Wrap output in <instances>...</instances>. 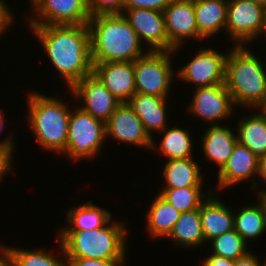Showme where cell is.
Returning <instances> with one entry per match:
<instances>
[{
  "label": "cell",
  "mask_w": 266,
  "mask_h": 266,
  "mask_svg": "<svg viewBox=\"0 0 266 266\" xmlns=\"http://www.w3.org/2000/svg\"><path fill=\"white\" fill-rule=\"evenodd\" d=\"M166 102L167 98L135 92L127 103L143 123L146 132L153 138V132L160 133L168 127Z\"/></svg>",
  "instance_id": "d6986e66"
},
{
  "label": "cell",
  "mask_w": 266,
  "mask_h": 266,
  "mask_svg": "<svg viewBox=\"0 0 266 266\" xmlns=\"http://www.w3.org/2000/svg\"><path fill=\"white\" fill-rule=\"evenodd\" d=\"M249 1L257 2L266 7V0H249Z\"/></svg>",
  "instance_id": "ee69618b"
},
{
  "label": "cell",
  "mask_w": 266,
  "mask_h": 266,
  "mask_svg": "<svg viewBox=\"0 0 266 266\" xmlns=\"http://www.w3.org/2000/svg\"><path fill=\"white\" fill-rule=\"evenodd\" d=\"M234 212V229L247 241L260 238L266 231V210L259 200L258 204L242 206ZM252 239V240H250Z\"/></svg>",
  "instance_id": "4316f807"
},
{
  "label": "cell",
  "mask_w": 266,
  "mask_h": 266,
  "mask_svg": "<svg viewBox=\"0 0 266 266\" xmlns=\"http://www.w3.org/2000/svg\"><path fill=\"white\" fill-rule=\"evenodd\" d=\"M164 132V133H163ZM163 139L158 146L159 150L168 160L191 158L192 143L189 131L181 127L165 128L163 131Z\"/></svg>",
  "instance_id": "83f0119b"
},
{
  "label": "cell",
  "mask_w": 266,
  "mask_h": 266,
  "mask_svg": "<svg viewBox=\"0 0 266 266\" xmlns=\"http://www.w3.org/2000/svg\"><path fill=\"white\" fill-rule=\"evenodd\" d=\"M192 97L188 111L203 121L211 122V126L219 125L233 114L235 105L225 84L197 87Z\"/></svg>",
  "instance_id": "5bb4252c"
},
{
  "label": "cell",
  "mask_w": 266,
  "mask_h": 266,
  "mask_svg": "<svg viewBox=\"0 0 266 266\" xmlns=\"http://www.w3.org/2000/svg\"><path fill=\"white\" fill-rule=\"evenodd\" d=\"M14 148H0V180L12 168Z\"/></svg>",
  "instance_id": "e575fe53"
},
{
  "label": "cell",
  "mask_w": 266,
  "mask_h": 266,
  "mask_svg": "<svg viewBox=\"0 0 266 266\" xmlns=\"http://www.w3.org/2000/svg\"><path fill=\"white\" fill-rule=\"evenodd\" d=\"M0 266H12V256L9 246L0 247Z\"/></svg>",
  "instance_id": "ab89813d"
},
{
  "label": "cell",
  "mask_w": 266,
  "mask_h": 266,
  "mask_svg": "<svg viewBox=\"0 0 266 266\" xmlns=\"http://www.w3.org/2000/svg\"><path fill=\"white\" fill-rule=\"evenodd\" d=\"M214 192V193H213ZM209 197L200 207V219L205 243L214 237L234 229V212L215 197V191L209 190Z\"/></svg>",
  "instance_id": "ac0fdd59"
},
{
  "label": "cell",
  "mask_w": 266,
  "mask_h": 266,
  "mask_svg": "<svg viewBox=\"0 0 266 266\" xmlns=\"http://www.w3.org/2000/svg\"><path fill=\"white\" fill-rule=\"evenodd\" d=\"M258 176L261 177L263 183H266V154L259 159Z\"/></svg>",
  "instance_id": "60d3db41"
},
{
  "label": "cell",
  "mask_w": 266,
  "mask_h": 266,
  "mask_svg": "<svg viewBox=\"0 0 266 266\" xmlns=\"http://www.w3.org/2000/svg\"><path fill=\"white\" fill-rule=\"evenodd\" d=\"M71 110L64 156L71 160H88L97 157L106 139L105 123L80 107Z\"/></svg>",
  "instance_id": "8992f818"
},
{
  "label": "cell",
  "mask_w": 266,
  "mask_h": 266,
  "mask_svg": "<svg viewBox=\"0 0 266 266\" xmlns=\"http://www.w3.org/2000/svg\"><path fill=\"white\" fill-rule=\"evenodd\" d=\"M260 34H263L264 36L266 35V11H265V14H264L263 28H262V31H261Z\"/></svg>",
  "instance_id": "7bdbcfd3"
},
{
  "label": "cell",
  "mask_w": 266,
  "mask_h": 266,
  "mask_svg": "<svg viewBox=\"0 0 266 266\" xmlns=\"http://www.w3.org/2000/svg\"><path fill=\"white\" fill-rule=\"evenodd\" d=\"M126 13V14H125ZM122 15L137 33L139 40L147 42L148 51H174L169 43L162 11L146 8H124Z\"/></svg>",
  "instance_id": "8fae6325"
},
{
  "label": "cell",
  "mask_w": 266,
  "mask_h": 266,
  "mask_svg": "<svg viewBox=\"0 0 266 266\" xmlns=\"http://www.w3.org/2000/svg\"><path fill=\"white\" fill-rule=\"evenodd\" d=\"M105 129L106 139L110 137L118 143L158 150L156 142L146 132L143 123L128 103H121L115 109L105 123Z\"/></svg>",
  "instance_id": "7c38bea8"
},
{
  "label": "cell",
  "mask_w": 266,
  "mask_h": 266,
  "mask_svg": "<svg viewBox=\"0 0 266 266\" xmlns=\"http://www.w3.org/2000/svg\"><path fill=\"white\" fill-rule=\"evenodd\" d=\"M202 187L163 188L160 195L181 213L199 209L209 197L201 191Z\"/></svg>",
  "instance_id": "f1b7e54d"
},
{
  "label": "cell",
  "mask_w": 266,
  "mask_h": 266,
  "mask_svg": "<svg viewBox=\"0 0 266 266\" xmlns=\"http://www.w3.org/2000/svg\"><path fill=\"white\" fill-rule=\"evenodd\" d=\"M181 214L165 198L157 194L145 216L146 229L152 238L167 237Z\"/></svg>",
  "instance_id": "cb8c5ba5"
},
{
  "label": "cell",
  "mask_w": 266,
  "mask_h": 266,
  "mask_svg": "<svg viewBox=\"0 0 266 266\" xmlns=\"http://www.w3.org/2000/svg\"><path fill=\"white\" fill-rule=\"evenodd\" d=\"M28 26L88 24L90 12L87 0H36L31 4Z\"/></svg>",
  "instance_id": "9c48e42d"
},
{
  "label": "cell",
  "mask_w": 266,
  "mask_h": 266,
  "mask_svg": "<svg viewBox=\"0 0 266 266\" xmlns=\"http://www.w3.org/2000/svg\"><path fill=\"white\" fill-rule=\"evenodd\" d=\"M227 7L228 0H194L199 40L206 41L225 29Z\"/></svg>",
  "instance_id": "44dd1931"
},
{
  "label": "cell",
  "mask_w": 266,
  "mask_h": 266,
  "mask_svg": "<svg viewBox=\"0 0 266 266\" xmlns=\"http://www.w3.org/2000/svg\"><path fill=\"white\" fill-rule=\"evenodd\" d=\"M195 57L176 72L178 79L197 87L225 84L227 53L201 48Z\"/></svg>",
  "instance_id": "30bf717a"
},
{
  "label": "cell",
  "mask_w": 266,
  "mask_h": 266,
  "mask_svg": "<svg viewBox=\"0 0 266 266\" xmlns=\"http://www.w3.org/2000/svg\"><path fill=\"white\" fill-rule=\"evenodd\" d=\"M125 0H87L90 16L122 14Z\"/></svg>",
  "instance_id": "1f68e13d"
},
{
  "label": "cell",
  "mask_w": 266,
  "mask_h": 266,
  "mask_svg": "<svg viewBox=\"0 0 266 266\" xmlns=\"http://www.w3.org/2000/svg\"><path fill=\"white\" fill-rule=\"evenodd\" d=\"M169 43L176 53L183 42L190 38L199 40L196 25L194 0H172L163 10Z\"/></svg>",
  "instance_id": "9a60e30c"
},
{
  "label": "cell",
  "mask_w": 266,
  "mask_h": 266,
  "mask_svg": "<svg viewBox=\"0 0 266 266\" xmlns=\"http://www.w3.org/2000/svg\"><path fill=\"white\" fill-rule=\"evenodd\" d=\"M134 61L135 91L140 94L168 98L174 71V51H148Z\"/></svg>",
  "instance_id": "52a82bcc"
},
{
  "label": "cell",
  "mask_w": 266,
  "mask_h": 266,
  "mask_svg": "<svg viewBox=\"0 0 266 266\" xmlns=\"http://www.w3.org/2000/svg\"><path fill=\"white\" fill-rule=\"evenodd\" d=\"M260 111L239 119L236 131L238 142L259 159L266 154V114Z\"/></svg>",
  "instance_id": "603a6c76"
},
{
  "label": "cell",
  "mask_w": 266,
  "mask_h": 266,
  "mask_svg": "<svg viewBox=\"0 0 266 266\" xmlns=\"http://www.w3.org/2000/svg\"><path fill=\"white\" fill-rule=\"evenodd\" d=\"M258 199L264 204L265 210H266V189L265 190H260L258 192Z\"/></svg>",
  "instance_id": "b9f144b4"
},
{
  "label": "cell",
  "mask_w": 266,
  "mask_h": 266,
  "mask_svg": "<svg viewBox=\"0 0 266 266\" xmlns=\"http://www.w3.org/2000/svg\"><path fill=\"white\" fill-rule=\"evenodd\" d=\"M163 168L164 188L203 187L204 176L193 157L167 160Z\"/></svg>",
  "instance_id": "7402d4cb"
},
{
  "label": "cell",
  "mask_w": 266,
  "mask_h": 266,
  "mask_svg": "<svg viewBox=\"0 0 266 266\" xmlns=\"http://www.w3.org/2000/svg\"><path fill=\"white\" fill-rule=\"evenodd\" d=\"M202 266H234V261L224 257L210 255L205 258Z\"/></svg>",
  "instance_id": "74e56055"
},
{
  "label": "cell",
  "mask_w": 266,
  "mask_h": 266,
  "mask_svg": "<svg viewBox=\"0 0 266 266\" xmlns=\"http://www.w3.org/2000/svg\"><path fill=\"white\" fill-rule=\"evenodd\" d=\"M26 96H29V106H27L29 109V126L36 141L44 149L62 154L67 145L71 112L68 104L36 91L30 92Z\"/></svg>",
  "instance_id": "5b68a950"
},
{
  "label": "cell",
  "mask_w": 266,
  "mask_h": 266,
  "mask_svg": "<svg viewBox=\"0 0 266 266\" xmlns=\"http://www.w3.org/2000/svg\"><path fill=\"white\" fill-rule=\"evenodd\" d=\"M85 231H60L65 258H88L98 260L126 259V225L122 222ZM111 223V224H110Z\"/></svg>",
  "instance_id": "277c9868"
},
{
  "label": "cell",
  "mask_w": 266,
  "mask_h": 266,
  "mask_svg": "<svg viewBox=\"0 0 266 266\" xmlns=\"http://www.w3.org/2000/svg\"><path fill=\"white\" fill-rule=\"evenodd\" d=\"M165 238L171 239L180 247L198 248L201 244L204 245L200 208L182 213L170 234Z\"/></svg>",
  "instance_id": "484cf974"
},
{
  "label": "cell",
  "mask_w": 266,
  "mask_h": 266,
  "mask_svg": "<svg viewBox=\"0 0 266 266\" xmlns=\"http://www.w3.org/2000/svg\"><path fill=\"white\" fill-rule=\"evenodd\" d=\"M260 109L266 114V103Z\"/></svg>",
  "instance_id": "f6af8a7d"
},
{
  "label": "cell",
  "mask_w": 266,
  "mask_h": 266,
  "mask_svg": "<svg viewBox=\"0 0 266 266\" xmlns=\"http://www.w3.org/2000/svg\"><path fill=\"white\" fill-rule=\"evenodd\" d=\"M93 74L121 103L136 92L134 61L93 63Z\"/></svg>",
  "instance_id": "2e32d148"
},
{
  "label": "cell",
  "mask_w": 266,
  "mask_h": 266,
  "mask_svg": "<svg viewBox=\"0 0 266 266\" xmlns=\"http://www.w3.org/2000/svg\"><path fill=\"white\" fill-rule=\"evenodd\" d=\"M68 266H124V260H98L88 258H66Z\"/></svg>",
  "instance_id": "836d02e7"
},
{
  "label": "cell",
  "mask_w": 266,
  "mask_h": 266,
  "mask_svg": "<svg viewBox=\"0 0 266 266\" xmlns=\"http://www.w3.org/2000/svg\"><path fill=\"white\" fill-rule=\"evenodd\" d=\"M12 12L5 1L0 0V36L12 25V21H14Z\"/></svg>",
  "instance_id": "d590c367"
},
{
  "label": "cell",
  "mask_w": 266,
  "mask_h": 266,
  "mask_svg": "<svg viewBox=\"0 0 266 266\" xmlns=\"http://www.w3.org/2000/svg\"><path fill=\"white\" fill-rule=\"evenodd\" d=\"M210 242L212 244L211 255L224 257L233 261L250 252L247 250V244L249 242H246L235 229L214 237Z\"/></svg>",
  "instance_id": "f546056e"
},
{
  "label": "cell",
  "mask_w": 266,
  "mask_h": 266,
  "mask_svg": "<svg viewBox=\"0 0 266 266\" xmlns=\"http://www.w3.org/2000/svg\"><path fill=\"white\" fill-rule=\"evenodd\" d=\"M59 247L62 251L63 259H58L49 251L46 252L45 250L41 251H31V250H24L18 249L15 247H10L11 256H12V266H68V261L65 258L64 249L59 241ZM66 262V263H65Z\"/></svg>",
  "instance_id": "4dcf8cb0"
},
{
  "label": "cell",
  "mask_w": 266,
  "mask_h": 266,
  "mask_svg": "<svg viewBox=\"0 0 266 266\" xmlns=\"http://www.w3.org/2000/svg\"><path fill=\"white\" fill-rule=\"evenodd\" d=\"M70 91L75 99L82 100V110L104 123L121 104L93 73L76 82Z\"/></svg>",
  "instance_id": "4fadbf2b"
},
{
  "label": "cell",
  "mask_w": 266,
  "mask_h": 266,
  "mask_svg": "<svg viewBox=\"0 0 266 266\" xmlns=\"http://www.w3.org/2000/svg\"><path fill=\"white\" fill-rule=\"evenodd\" d=\"M227 54L225 86L236 106L259 109L266 103V67L250 49L234 46Z\"/></svg>",
  "instance_id": "3957f363"
},
{
  "label": "cell",
  "mask_w": 266,
  "mask_h": 266,
  "mask_svg": "<svg viewBox=\"0 0 266 266\" xmlns=\"http://www.w3.org/2000/svg\"><path fill=\"white\" fill-rule=\"evenodd\" d=\"M4 112V109L0 110V132L2 131V129H4V125L6 124L5 123V118L3 117V113ZM15 146V143H14V140H13V136L12 134L8 135L5 140L3 141H0V148H14Z\"/></svg>",
  "instance_id": "f35d334b"
},
{
  "label": "cell",
  "mask_w": 266,
  "mask_h": 266,
  "mask_svg": "<svg viewBox=\"0 0 266 266\" xmlns=\"http://www.w3.org/2000/svg\"><path fill=\"white\" fill-rule=\"evenodd\" d=\"M266 7L249 0H228L226 32L236 42L244 46L253 42L263 28Z\"/></svg>",
  "instance_id": "ba28073f"
},
{
  "label": "cell",
  "mask_w": 266,
  "mask_h": 266,
  "mask_svg": "<svg viewBox=\"0 0 266 266\" xmlns=\"http://www.w3.org/2000/svg\"><path fill=\"white\" fill-rule=\"evenodd\" d=\"M172 2V0H125L124 8H146L162 11Z\"/></svg>",
  "instance_id": "d6a6232c"
},
{
  "label": "cell",
  "mask_w": 266,
  "mask_h": 266,
  "mask_svg": "<svg viewBox=\"0 0 266 266\" xmlns=\"http://www.w3.org/2000/svg\"><path fill=\"white\" fill-rule=\"evenodd\" d=\"M43 46L49 62L70 89L93 73L87 24L29 26Z\"/></svg>",
  "instance_id": "6da1fadb"
},
{
  "label": "cell",
  "mask_w": 266,
  "mask_h": 266,
  "mask_svg": "<svg viewBox=\"0 0 266 266\" xmlns=\"http://www.w3.org/2000/svg\"><path fill=\"white\" fill-rule=\"evenodd\" d=\"M259 260L252 252H248L245 256L236 259L234 266H266V261L262 265Z\"/></svg>",
  "instance_id": "8d00e7d4"
},
{
  "label": "cell",
  "mask_w": 266,
  "mask_h": 266,
  "mask_svg": "<svg viewBox=\"0 0 266 266\" xmlns=\"http://www.w3.org/2000/svg\"><path fill=\"white\" fill-rule=\"evenodd\" d=\"M208 126L210 127L204 130L206 132L201 137V146L206 158L217 165L219 172L228 162L234 146L238 142L237 134L232 132L233 129L224 125Z\"/></svg>",
  "instance_id": "ffe728a7"
},
{
  "label": "cell",
  "mask_w": 266,
  "mask_h": 266,
  "mask_svg": "<svg viewBox=\"0 0 266 266\" xmlns=\"http://www.w3.org/2000/svg\"><path fill=\"white\" fill-rule=\"evenodd\" d=\"M87 25L92 63L135 61L147 53L122 14L90 16Z\"/></svg>",
  "instance_id": "7a4b0ae2"
},
{
  "label": "cell",
  "mask_w": 266,
  "mask_h": 266,
  "mask_svg": "<svg viewBox=\"0 0 266 266\" xmlns=\"http://www.w3.org/2000/svg\"><path fill=\"white\" fill-rule=\"evenodd\" d=\"M259 172V158L246 146L237 142L228 162L218 172V189H226L251 180Z\"/></svg>",
  "instance_id": "e0dca14e"
},
{
  "label": "cell",
  "mask_w": 266,
  "mask_h": 266,
  "mask_svg": "<svg viewBox=\"0 0 266 266\" xmlns=\"http://www.w3.org/2000/svg\"><path fill=\"white\" fill-rule=\"evenodd\" d=\"M69 226L60 231H85L105 226L112 220V213L104 208L97 207L93 201H87L79 207H72L66 215Z\"/></svg>",
  "instance_id": "d4e9b609"
}]
</instances>
